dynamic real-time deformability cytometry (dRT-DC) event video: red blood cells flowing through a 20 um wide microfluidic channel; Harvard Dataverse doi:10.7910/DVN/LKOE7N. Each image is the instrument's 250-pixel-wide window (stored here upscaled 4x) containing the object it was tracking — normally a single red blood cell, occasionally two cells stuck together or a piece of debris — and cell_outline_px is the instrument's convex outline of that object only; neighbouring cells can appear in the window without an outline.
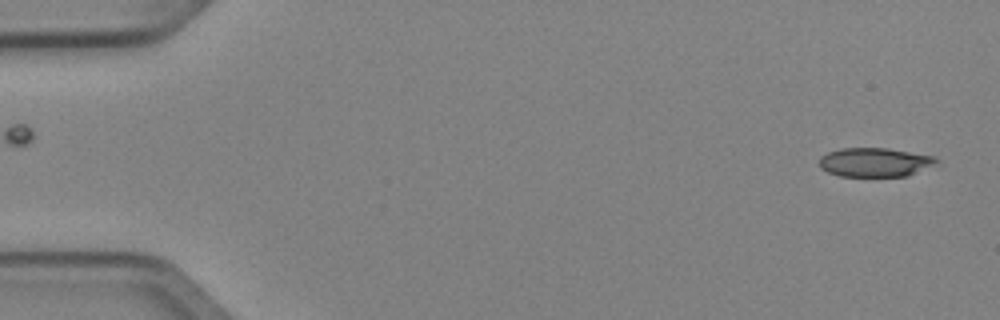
{"species": "Egyptian fruit bat (a non-hibernating species)", "species_latin": "Rousettus aegyptiacus", "temperature_condition": "cold", "stored_images_in_passage": 49, "camera_frame_rate_fps": 3000, "um_per_image_px": 0.085, "animal": {"sex": "female"}, "frame": {"image": 1, "passage_image": 1, "time_ms": 0.0, "image_size_px": [1000, 320], "cell_outline_px": [[940, 160], [908, 176], [840, 176], [828, 172], [820, 168], [820, 156], [828, 152], [840, 148], [888, 148], [936, 156]], "centroid_in_image_um": [74.34, 13.78], "position_along_channel_um": 10.7, "area_um2": 19.71}}
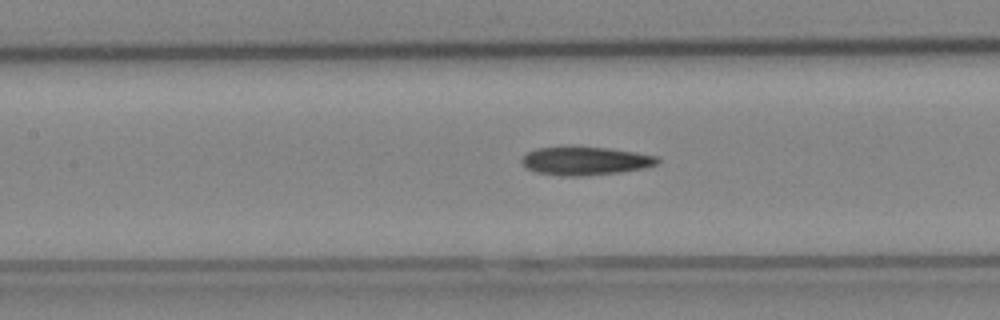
{"frame": {"image": 2, "passage_image": 22, "time_ms": 7.0, "image_size_px": [1000, 320], "cell_outline_px": [[660, 160], [656, 164], [644, 168], [620, 172], [580, 176], [560, 176], [536, 172], [528, 168], [520, 160], [528, 152], [536, 148], [564, 144], [572, 144], [608, 148], [636, 152], [656, 156]], "centroid_in_image_um": [49.7, 13.63], "position_along_channel_um": 157.7, "area_um2": 23.06}}
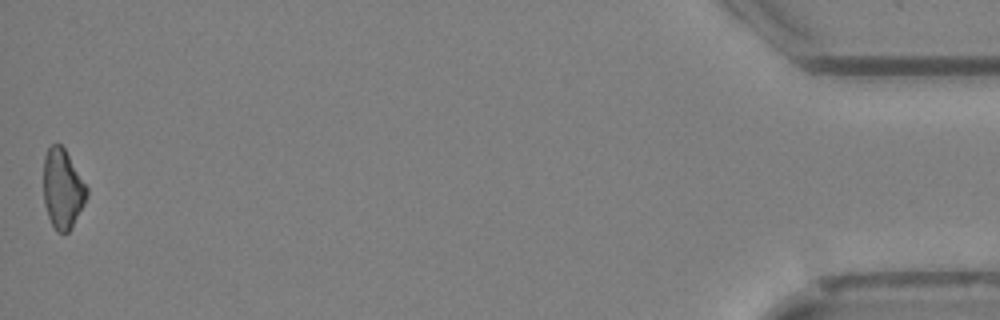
{"frame": {"image": 3, "passage_image": 49, "time_ms": 16.0, "image_size_px": [1000, 320], "cell_outline_px": [[88, 196], [72, 228], [68, 232], [56, 232], [48, 216], [44, 204], [44, 156], [48, 148], [52, 144], [60, 144], [64, 148], [88, 188]], "centroid_in_image_um": [5.32, 16.07], "position_along_channel_um": 429.9, "area_um2": 20.0}}